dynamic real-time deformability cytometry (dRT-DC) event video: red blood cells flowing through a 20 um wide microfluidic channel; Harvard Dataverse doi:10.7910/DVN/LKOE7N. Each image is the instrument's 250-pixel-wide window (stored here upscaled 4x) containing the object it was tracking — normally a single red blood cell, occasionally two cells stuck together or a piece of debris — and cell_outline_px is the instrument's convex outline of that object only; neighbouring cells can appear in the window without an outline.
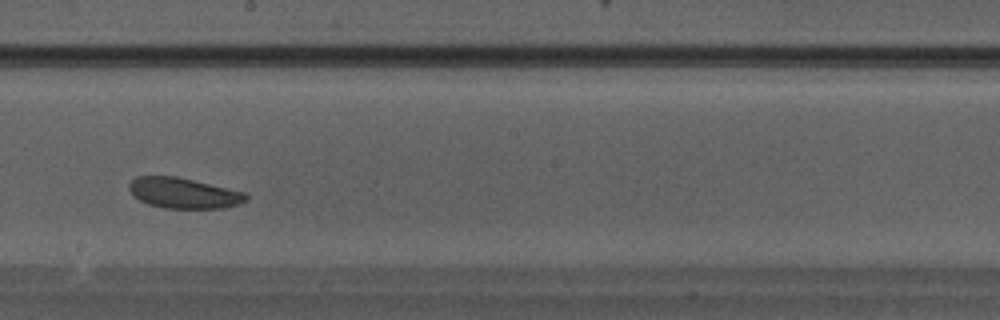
{"species": "Egyptian fruit bat (a non-hibernating species)", "species_latin": "Rousettus aegyptiacus", "temperature_condition": "warm", "stored_images_in_passage": 26, "camera_frame_rate_fps": 3000, "um_per_image_px": 0.085, "animal": {"sex": "male"}, "frame": {"image": 1, "passage_image": 12, "time_ms": 3.667, "image_size_px": [1000, 320], "cell_outline_px": [[248, 200], [240, 204], [224, 208], [164, 208], [148, 204], [140, 200], [128, 188], [128, 184], [136, 176], [176, 176], [244, 192], [248, 196]], "centroid_in_image_um": [15.62, 16.41], "position_along_channel_um": 232.6, "area_um2": 20.69}}
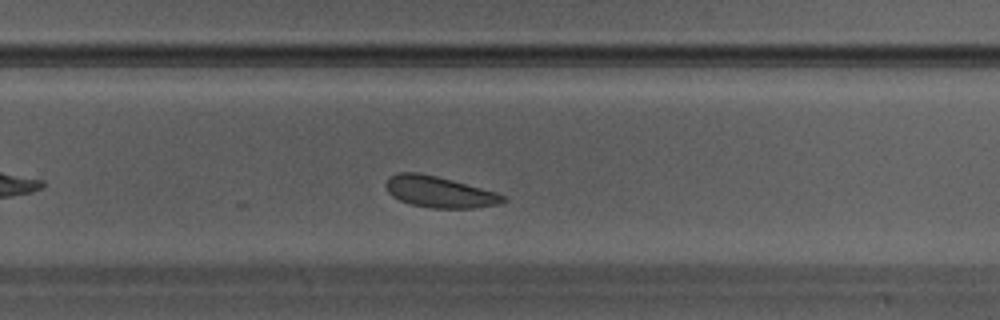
{"frame": {"image": 2, "passage_image": 15, "time_ms": 4.667, "image_size_px": [1000, 320], "cell_outline_px": [[508, 200], [504, 204], [472, 208], [432, 208], [412, 204], [400, 200], [392, 196], [388, 192], [384, 184], [388, 176], [400, 172], [420, 172], [452, 180], [496, 192], [504, 196]], "centroid_in_image_um": [37.35, 16.31], "position_along_channel_um": 292.5, "area_um2": 21.44}}